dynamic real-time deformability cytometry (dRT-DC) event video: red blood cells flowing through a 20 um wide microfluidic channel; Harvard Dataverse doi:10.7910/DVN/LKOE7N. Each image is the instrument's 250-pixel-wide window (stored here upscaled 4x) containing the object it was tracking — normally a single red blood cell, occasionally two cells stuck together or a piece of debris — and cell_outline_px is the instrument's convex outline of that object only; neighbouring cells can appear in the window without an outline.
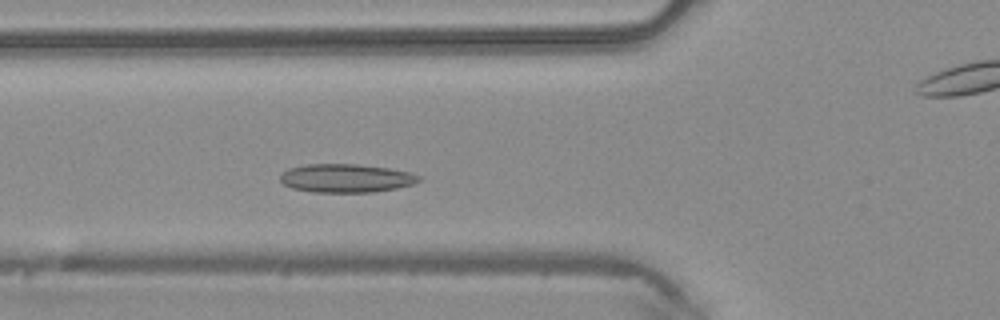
{"species": "common noctule bat (a hibernating species)", "species_latin": "Nyctalus noctula", "temperature_condition": "warm", "stored_images_in_passage": 42, "camera_frame_rate_fps": 3000, "um_per_image_px": 0.085, "animal": {"sex": "male", "body_mass_g": 20.4}, "frame": {"image": 1, "passage_image": 11, "time_ms": 3.333, "image_size_px": [1000, 320], "cell_outline_px": [[420, 180], [412, 184], [396, 188], [372, 192], [312, 192], [292, 188], [284, 184], [280, 180], [280, 176], [288, 168], [308, 164], [356, 164], [388, 168], [412, 172], [420, 176]], "centroid_in_image_um": [29.41, 15.14], "position_along_channel_um": 96.4, "area_um2": 22.95}}
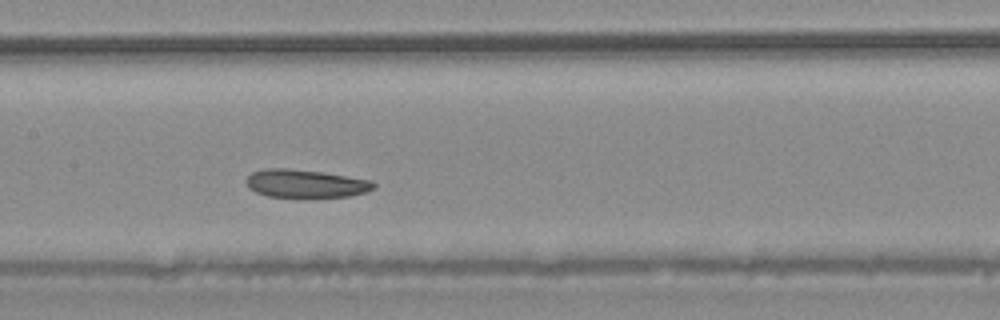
{"frame": {"image": 2, "passage_image": 17, "time_ms": 5.333, "image_size_px": [1000, 320], "cell_outline_px": [[376, 188], [352, 196], [308, 200], [304, 200], [268, 196], [256, 192], [248, 188], [244, 180], [252, 172], [264, 168], [288, 168], [324, 172], [372, 180], [376, 184]], "centroid_in_image_um": [25.98, 15.65], "position_along_channel_um": 181.4, "area_um2": 22.08}}
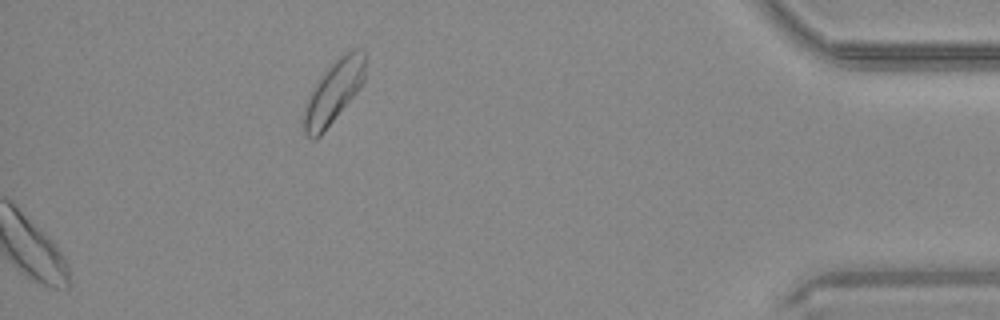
{"frame": {"image": 3, "passage_image": 42, "time_ms": 13.667, "image_size_px": [1000, 320], "cell_outline_px": [[364, 80], [356, 92], [320, 136], [316, 140], [312, 140], [304, 132], [304, 108], [308, 96], [312, 88], [324, 72], [340, 56], [356, 48], [364, 52]], "centroid_in_image_um": [28.32, 7.84], "position_along_channel_um": 406.9, "area_um2": 21.68}}